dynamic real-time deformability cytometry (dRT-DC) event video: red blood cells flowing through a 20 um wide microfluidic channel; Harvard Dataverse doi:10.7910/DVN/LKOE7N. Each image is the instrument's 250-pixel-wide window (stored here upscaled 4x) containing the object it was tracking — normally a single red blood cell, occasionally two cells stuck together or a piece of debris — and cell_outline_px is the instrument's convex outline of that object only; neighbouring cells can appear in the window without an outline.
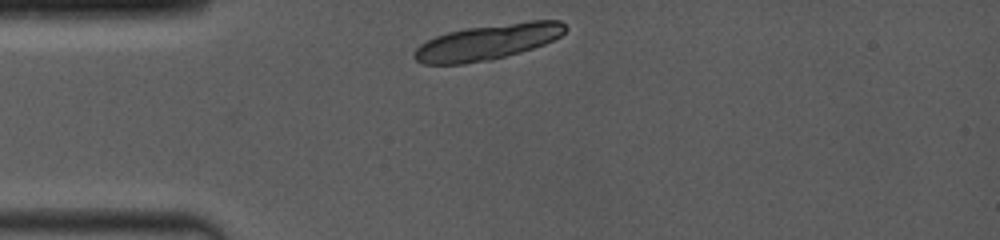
{"species": "common noctule bat (a hibernating species)", "species_latin": "Nyctalus noctula", "temperature_condition": "room temperature", "stored_images_in_passage": 2, "camera_frame_rate_fps": 4000, "um_per_image_px": 0.085, "animal": {"sex": "female", "body_mass_g": 19.0, "forearm_length_mm": 53.3}, "frame": {"image": 1, "passage_image": 1, "time_ms": 0.0, "image_size_px": [1000, 240], "cell_outline_px": [[568, 28], [560, 36], [544, 44], [520, 52], [492, 60], [464, 64], [420, 64], [412, 56], [412, 52], [420, 44], [436, 36], [448, 32], [464, 28], [528, 20], [560, 20]], "centroid_in_image_um": [41.42, 3.57], "position_along_channel_um": 43.6, "area_um2": 31.56}}